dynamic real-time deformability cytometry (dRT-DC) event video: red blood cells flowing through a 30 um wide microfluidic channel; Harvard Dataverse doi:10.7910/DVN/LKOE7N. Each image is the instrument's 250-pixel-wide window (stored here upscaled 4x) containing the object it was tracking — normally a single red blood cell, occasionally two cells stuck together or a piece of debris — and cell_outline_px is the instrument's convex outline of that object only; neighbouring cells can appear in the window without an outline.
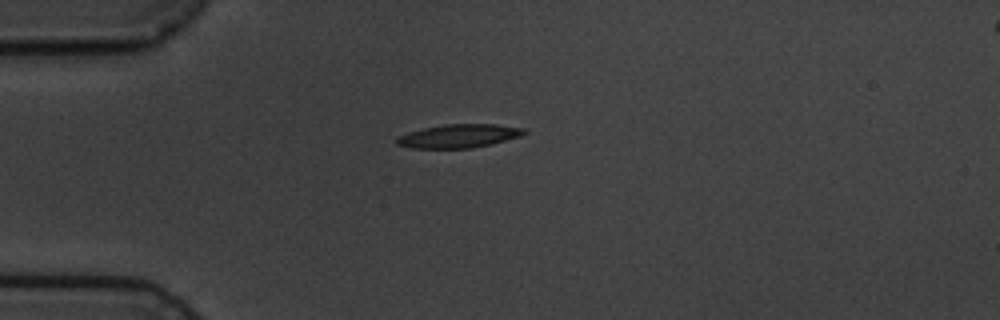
{"species": "common noctule bat (a hibernating species)", "species_latin": "Nyctalus noctula", "temperature_condition": "cold", "stored_images_in_passage": 6, "camera_frame_rate_fps": 3000, "um_per_image_px": 0.085, "animal": {"sex": "male", "body_mass_g": 19.5, "forearm_length_mm": 54.6}, "frame": {"image": 1, "passage_image": 1, "time_ms": 0.0, "image_size_px": [1000, 320], "cell_outline_px": [[528, 132], [520, 136], [492, 144], [472, 148], [412, 148], [396, 144], [396, 136], [408, 132], [424, 128], [444, 124], [496, 124], [524, 128]], "centroid_in_image_um": [39.0, 11.56], "position_along_channel_um": 46.0, "area_um2": 17.51}}
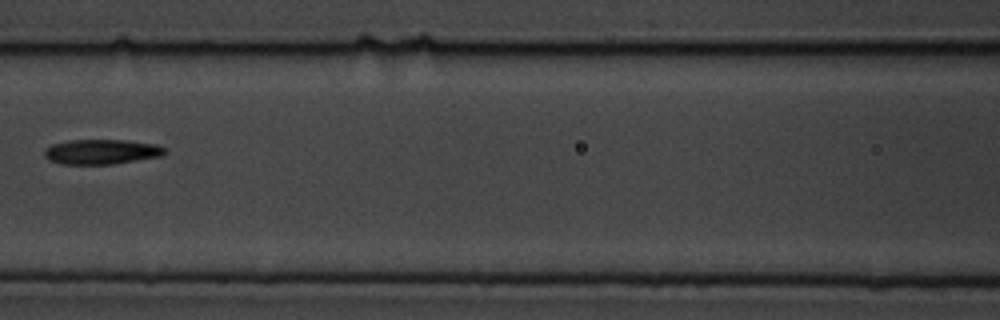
{"frame": {"image": 2, "passage_image": 4, "time_ms": 3.667, "image_size_px": [1000, 320], "cell_outline_px": [[168, 152], [160, 156], [112, 164], [60, 164], [44, 156], [44, 148], [52, 144], [68, 140], [124, 140], [156, 144], [164, 148]], "centroid_in_image_um": [8.6, 12.89], "position_along_channel_um": 158.0, "area_um2": 17.4}}
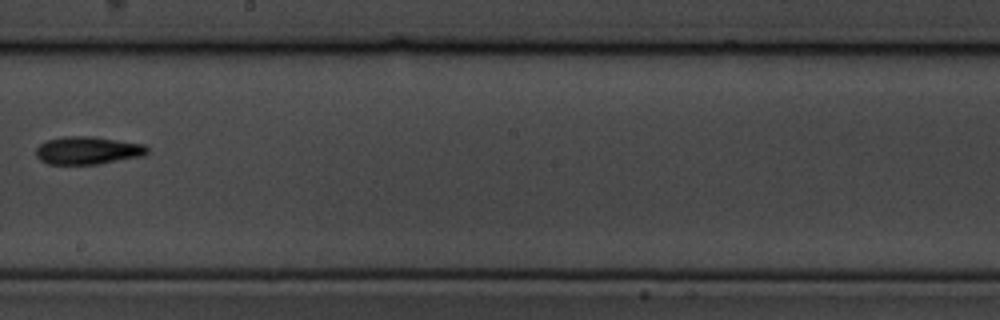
{"frame": {"image": 3, "passage_image": 6, "time_ms": 6.0, "image_size_px": [1000, 320], "cell_outline_px": [[148, 152], [144, 156], [96, 164], [48, 164], [40, 160], [36, 156], [36, 148], [40, 144], [48, 140], [64, 136], [88, 136], [144, 144], [148, 148]], "centroid_in_image_um": [7.45, 12.79], "position_along_channel_um": 240.8, "area_um2": 17.92}}